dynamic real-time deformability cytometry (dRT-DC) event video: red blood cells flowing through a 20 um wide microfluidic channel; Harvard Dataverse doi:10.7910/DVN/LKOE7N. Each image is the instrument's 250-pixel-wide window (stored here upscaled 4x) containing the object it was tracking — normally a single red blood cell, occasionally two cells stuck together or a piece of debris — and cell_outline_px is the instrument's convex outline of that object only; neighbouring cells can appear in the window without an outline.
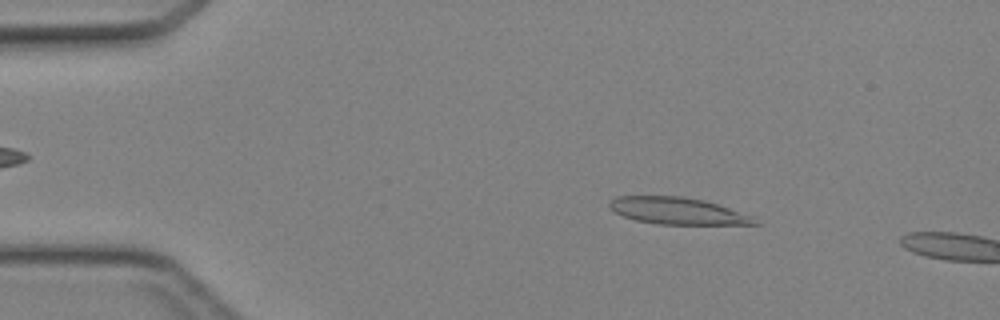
{"species": "Egyptian fruit bat (a non-hibernating species)", "species_latin": "Rousettus aegyptiacus", "temperature_condition": "cold", "stored_images_in_passage": 10, "camera_frame_rate_fps": 3000, "um_per_image_px": 0.085, "animal": {"sex": "female"}, "frame": {"image": 1, "passage_image": 7, "time_ms": 2.0, "image_size_px": [1000, 320], "cell_outline_px": [[764, 224], [660, 224], [636, 220], [624, 216], [616, 212], [608, 204], [616, 196], [684, 196], [704, 200], [756, 216]], "centroid_in_image_um": [57.7, 17.93], "position_along_channel_um": 27.3, "area_um2": 22.77}}